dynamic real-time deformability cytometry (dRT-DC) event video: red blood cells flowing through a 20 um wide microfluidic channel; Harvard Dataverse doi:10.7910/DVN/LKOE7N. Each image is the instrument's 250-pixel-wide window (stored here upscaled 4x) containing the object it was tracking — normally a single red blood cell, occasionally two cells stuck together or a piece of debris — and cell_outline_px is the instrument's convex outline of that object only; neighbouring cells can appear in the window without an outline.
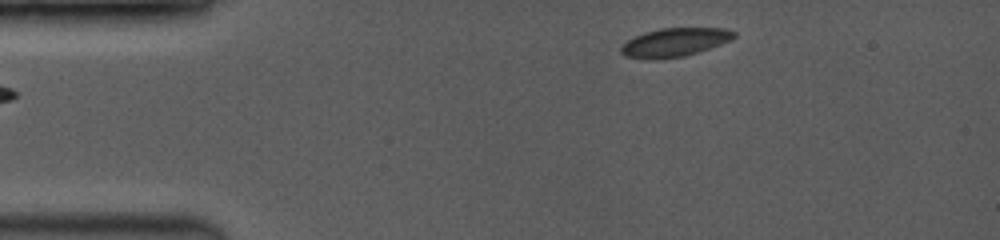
{"species": "common noctule bat (a hibernating species)", "species_latin": "Nyctalus noctula", "temperature_condition": "room temperature", "stored_images_in_passage": 3, "camera_frame_rate_fps": 3500, "um_per_image_px": 0.085, "animal": {"sex": "female", "body_mass_g": 19.0, "forearm_length_mm": 53.3}, "frame": {"image": 1, "passage_image": 3, "time_ms": 1.714, "image_size_px": [1000, 240], "cell_outline_px": [[736, 36], [732, 40], [684, 56], [656, 60], [648, 60], [624, 56], [620, 52], [620, 48], [628, 40], [636, 36], [660, 28], [724, 28], [736, 32]], "centroid_in_image_um": [57.34, 3.61], "position_along_channel_um": 27.7, "area_um2": 18.73}}